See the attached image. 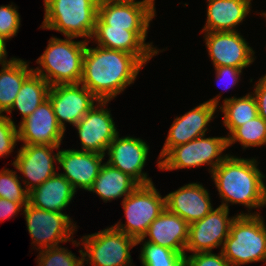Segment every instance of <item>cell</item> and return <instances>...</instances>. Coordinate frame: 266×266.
<instances>
[{"mask_svg": "<svg viewBox=\"0 0 266 266\" xmlns=\"http://www.w3.org/2000/svg\"><path fill=\"white\" fill-rule=\"evenodd\" d=\"M63 247H51L40 250L37 256L38 266H83V250L80 249V257H76L71 251Z\"/></svg>", "mask_w": 266, "mask_h": 266, "instance_id": "4dcf8cb0", "label": "cell"}, {"mask_svg": "<svg viewBox=\"0 0 266 266\" xmlns=\"http://www.w3.org/2000/svg\"><path fill=\"white\" fill-rule=\"evenodd\" d=\"M138 186L139 184L128 174L108 163H103L97 178L88 191L97 193L104 202H107L123 196L125 199Z\"/></svg>", "mask_w": 266, "mask_h": 266, "instance_id": "d4e9b609", "label": "cell"}, {"mask_svg": "<svg viewBox=\"0 0 266 266\" xmlns=\"http://www.w3.org/2000/svg\"><path fill=\"white\" fill-rule=\"evenodd\" d=\"M206 46L214 67L244 69L254 62V51L237 31L205 32Z\"/></svg>", "mask_w": 266, "mask_h": 266, "instance_id": "9a60e30c", "label": "cell"}, {"mask_svg": "<svg viewBox=\"0 0 266 266\" xmlns=\"http://www.w3.org/2000/svg\"><path fill=\"white\" fill-rule=\"evenodd\" d=\"M141 248L143 266H185L186 254L150 242H144Z\"/></svg>", "mask_w": 266, "mask_h": 266, "instance_id": "f546056e", "label": "cell"}, {"mask_svg": "<svg viewBox=\"0 0 266 266\" xmlns=\"http://www.w3.org/2000/svg\"><path fill=\"white\" fill-rule=\"evenodd\" d=\"M198 137L190 142L171 148L157 163L161 170H176L210 165L212 172L228 155L227 137Z\"/></svg>", "mask_w": 266, "mask_h": 266, "instance_id": "52a82bcc", "label": "cell"}, {"mask_svg": "<svg viewBox=\"0 0 266 266\" xmlns=\"http://www.w3.org/2000/svg\"><path fill=\"white\" fill-rule=\"evenodd\" d=\"M17 128L18 141H23V145L60 146L65 132L57 121L49 98L22 120Z\"/></svg>", "mask_w": 266, "mask_h": 266, "instance_id": "ac0fdd59", "label": "cell"}, {"mask_svg": "<svg viewBox=\"0 0 266 266\" xmlns=\"http://www.w3.org/2000/svg\"><path fill=\"white\" fill-rule=\"evenodd\" d=\"M96 0H44L45 16L40 28L65 37L92 39L98 16Z\"/></svg>", "mask_w": 266, "mask_h": 266, "instance_id": "5b68a950", "label": "cell"}, {"mask_svg": "<svg viewBox=\"0 0 266 266\" xmlns=\"http://www.w3.org/2000/svg\"><path fill=\"white\" fill-rule=\"evenodd\" d=\"M23 209L27 230L38 249L57 247L60 242L70 241L76 231V225L65 213L39 209L29 203Z\"/></svg>", "mask_w": 266, "mask_h": 266, "instance_id": "9c48e42d", "label": "cell"}, {"mask_svg": "<svg viewBox=\"0 0 266 266\" xmlns=\"http://www.w3.org/2000/svg\"><path fill=\"white\" fill-rule=\"evenodd\" d=\"M155 0H114L98 4V17L112 27L147 31L156 16Z\"/></svg>", "mask_w": 266, "mask_h": 266, "instance_id": "30bf717a", "label": "cell"}, {"mask_svg": "<svg viewBox=\"0 0 266 266\" xmlns=\"http://www.w3.org/2000/svg\"><path fill=\"white\" fill-rule=\"evenodd\" d=\"M49 83L34 72L23 82L15 101L8 111L19 110L22 120L31 115L33 111L48 98Z\"/></svg>", "mask_w": 266, "mask_h": 266, "instance_id": "4316f807", "label": "cell"}, {"mask_svg": "<svg viewBox=\"0 0 266 266\" xmlns=\"http://www.w3.org/2000/svg\"><path fill=\"white\" fill-rule=\"evenodd\" d=\"M24 205L19 202L10 201L0 197V221L16 215Z\"/></svg>", "mask_w": 266, "mask_h": 266, "instance_id": "74e56055", "label": "cell"}, {"mask_svg": "<svg viewBox=\"0 0 266 266\" xmlns=\"http://www.w3.org/2000/svg\"><path fill=\"white\" fill-rule=\"evenodd\" d=\"M106 152L109 156L106 163L128 174L139 185L152 183L151 178L142 172L149 152V146L142 139L130 136L119 138L117 135Z\"/></svg>", "mask_w": 266, "mask_h": 266, "instance_id": "d6986e66", "label": "cell"}, {"mask_svg": "<svg viewBox=\"0 0 266 266\" xmlns=\"http://www.w3.org/2000/svg\"><path fill=\"white\" fill-rule=\"evenodd\" d=\"M185 266H231L224 257L222 251L220 254L212 252L193 253L190 256L185 255Z\"/></svg>", "mask_w": 266, "mask_h": 266, "instance_id": "e575fe53", "label": "cell"}, {"mask_svg": "<svg viewBox=\"0 0 266 266\" xmlns=\"http://www.w3.org/2000/svg\"><path fill=\"white\" fill-rule=\"evenodd\" d=\"M220 251L231 266L258 261L266 264V225L260 213L236 215Z\"/></svg>", "mask_w": 266, "mask_h": 266, "instance_id": "277c9868", "label": "cell"}, {"mask_svg": "<svg viewBox=\"0 0 266 266\" xmlns=\"http://www.w3.org/2000/svg\"><path fill=\"white\" fill-rule=\"evenodd\" d=\"M104 156L75 149L59 150L57 163L65 171L60 174L70 182L75 190L81 188L88 191L99 174Z\"/></svg>", "mask_w": 266, "mask_h": 266, "instance_id": "ffe728a7", "label": "cell"}, {"mask_svg": "<svg viewBox=\"0 0 266 266\" xmlns=\"http://www.w3.org/2000/svg\"><path fill=\"white\" fill-rule=\"evenodd\" d=\"M228 147L235 142L246 147H256L266 144V121L260 116H256L252 120L237 127L227 137Z\"/></svg>", "mask_w": 266, "mask_h": 266, "instance_id": "f1b7e54d", "label": "cell"}, {"mask_svg": "<svg viewBox=\"0 0 266 266\" xmlns=\"http://www.w3.org/2000/svg\"><path fill=\"white\" fill-rule=\"evenodd\" d=\"M107 103L109 101H98L74 126L78 130L82 151L105 155L109 144L118 135L111 112L105 109Z\"/></svg>", "mask_w": 266, "mask_h": 266, "instance_id": "4fadbf2b", "label": "cell"}, {"mask_svg": "<svg viewBox=\"0 0 266 266\" xmlns=\"http://www.w3.org/2000/svg\"><path fill=\"white\" fill-rule=\"evenodd\" d=\"M48 98L64 131L66 122L75 126L93 108L94 101H100L81 83L50 86Z\"/></svg>", "mask_w": 266, "mask_h": 266, "instance_id": "8fae6325", "label": "cell"}, {"mask_svg": "<svg viewBox=\"0 0 266 266\" xmlns=\"http://www.w3.org/2000/svg\"><path fill=\"white\" fill-rule=\"evenodd\" d=\"M223 101L219 109L224 113L223 123L229 130V135L237 127L259 115L256 98L250 93L240 98H225Z\"/></svg>", "mask_w": 266, "mask_h": 266, "instance_id": "83f0119b", "label": "cell"}, {"mask_svg": "<svg viewBox=\"0 0 266 266\" xmlns=\"http://www.w3.org/2000/svg\"><path fill=\"white\" fill-rule=\"evenodd\" d=\"M5 41H6L5 38L0 37V64L2 66L10 63L14 59V57H13V58H11V60L9 59V61L6 60L7 51H6V43H5Z\"/></svg>", "mask_w": 266, "mask_h": 266, "instance_id": "f35d334b", "label": "cell"}, {"mask_svg": "<svg viewBox=\"0 0 266 266\" xmlns=\"http://www.w3.org/2000/svg\"><path fill=\"white\" fill-rule=\"evenodd\" d=\"M59 147L48 144L23 145L18 151L12 165L27 177V181H21L28 192L57 173L54 161H58L59 151L55 154L53 150H59Z\"/></svg>", "mask_w": 266, "mask_h": 266, "instance_id": "2e32d148", "label": "cell"}, {"mask_svg": "<svg viewBox=\"0 0 266 266\" xmlns=\"http://www.w3.org/2000/svg\"><path fill=\"white\" fill-rule=\"evenodd\" d=\"M75 192L70 182L56 173L29 192L28 203L39 209L61 212L72 201Z\"/></svg>", "mask_w": 266, "mask_h": 266, "instance_id": "cb8c5ba5", "label": "cell"}, {"mask_svg": "<svg viewBox=\"0 0 266 266\" xmlns=\"http://www.w3.org/2000/svg\"><path fill=\"white\" fill-rule=\"evenodd\" d=\"M126 223L113 225L119 231L134 238L136 241L146 234L149 225L166 208L165 197H162L153 182L139 185L122 201Z\"/></svg>", "mask_w": 266, "mask_h": 266, "instance_id": "8992f818", "label": "cell"}, {"mask_svg": "<svg viewBox=\"0 0 266 266\" xmlns=\"http://www.w3.org/2000/svg\"><path fill=\"white\" fill-rule=\"evenodd\" d=\"M211 174L218 194L224 200L219 206L229 209L230 202L249 209L266 206L265 176L254 158L228 155Z\"/></svg>", "mask_w": 266, "mask_h": 266, "instance_id": "7a4b0ae2", "label": "cell"}, {"mask_svg": "<svg viewBox=\"0 0 266 266\" xmlns=\"http://www.w3.org/2000/svg\"><path fill=\"white\" fill-rule=\"evenodd\" d=\"M147 32L112 27L97 16L92 38L96 39L98 46L133 54L145 65L159 53L156 47H152V42L146 44Z\"/></svg>", "mask_w": 266, "mask_h": 266, "instance_id": "e0dca14e", "label": "cell"}, {"mask_svg": "<svg viewBox=\"0 0 266 266\" xmlns=\"http://www.w3.org/2000/svg\"><path fill=\"white\" fill-rule=\"evenodd\" d=\"M150 242L176 252L186 254L185 249L189 239V224L180 216L169 212L166 208L149 225L143 238L137 240V245L144 242L145 238Z\"/></svg>", "mask_w": 266, "mask_h": 266, "instance_id": "7402d4cb", "label": "cell"}, {"mask_svg": "<svg viewBox=\"0 0 266 266\" xmlns=\"http://www.w3.org/2000/svg\"><path fill=\"white\" fill-rule=\"evenodd\" d=\"M27 62L14 58L0 71V115L12 107L23 82L33 73Z\"/></svg>", "mask_w": 266, "mask_h": 266, "instance_id": "484cf974", "label": "cell"}, {"mask_svg": "<svg viewBox=\"0 0 266 266\" xmlns=\"http://www.w3.org/2000/svg\"><path fill=\"white\" fill-rule=\"evenodd\" d=\"M229 209L219 206L201 220L189 224V239L185 251L212 252L224 245L236 216L229 218Z\"/></svg>", "mask_w": 266, "mask_h": 266, "instance_id": "7c38bea8", "label": "cell"}, {"mask_svg": "<svg viewBox=\"0 0 266 266\" xmlns=\"http://www.w3.org/2000/svg\"><path fill=\"white\" fill-rule=\"evenodd\" d=\"M220 94L212 98L173 121L167 139L160 152L158 161L173 147L190 142L198 137L205 136L207 125L213 119L218 106Z\"/></svg>", "mask_w": 266, "mask_h": 266, "instance_id": "5bb4252c", "label": "cell"}, {"mask_svg": "<svg viewBox=\"0 0 266 266\" xmlns=\"http://www.w3.org/2000/svg\"><path fill=\"white\" fill-rule=\"evenodd\" d=\"M215 71H216V73H215L216 79L217 80L219 79L218 81H222L223 78H225L226 80H229V81H227L229 86L224 85L227 88L235 86V84H237L238 80L240 79L238 77H240V75L242 73V69L235 68L232 66L215 67ZM225 79H223V80H225Z\"/></svg>", "mask_w": 266, "mask_h": 266, "instance_id": "d590c367", "label": "cell"}, {"mask_svg": "<svg viewBox=\"0 0 266 266\" xmlns=\"http://www.w3.org/2000/svg\"><path fill=\"white\" fill-rule=\"evenodd\" d=\"M16 6H0V37L9 40L17 35L20 27V15Z\"/></svg>", "mask_w": 266, "mask_h": 266, "instance_id": "836d02e7", "label": "cell"}, {"mask_svg": "<svg viewBox=\"0 0 266 266\" xmlns=\"http://www.w3.org/2000/svg\"><path fill=\"white\" fill-rule=\"evenodd\" d=\"M98 3L103 2V1H114V0H96Z\"/></svg>", "mask_w": 266, "mask_h": 266, "instance_id": "ab89813d", "label": "cell"}, {"mask_svg": "<svg viewBox=\"0 0 266 266\" xmlns=\"http://www.w3.org/2000/svg\"><path fill=\"white\" fill-rule=\"evenodd\" d=\"M259 115L266 121V74L261 77L254 89Z\"/></svg>", "mask_w": 266, "mask_h": 266, "instance_id": "8d00e7d4", "label": "cell"}, {"mask_svg": "<svg viewBox=\"0 0 266 266\" xmlns=\"http://www.w3.org/2000/svg\"><path fill=\"white\" fill-rule=\"evenodd\" d=\"M208 190L202 184L189 183L165 196L166 209L188 224L201 220L214 208Z\"/></svg>", "mask_w": 266, "mask_h": 266, "instance_id": "44dd1931", "label": "cell"}, {"mask_svg": "<svg viewBox=\"0 0 266 266\" xmlns=\"http://www.w3.org/2000/svg\"><path fill=\"white\" fill-rule=\"evenodd\" d=\"M18 142V128L6 115H0V157L7 156Z\"/></svg>", "mask_w": 266, "mask_h": 266, "instance_id": "d6a6232c", "label": "cell"}, {"mask_svg": "<svg viewBox=\"0 0 266 266\" xmlns=\"http://www.w3.org/2000/svg\"><path fill=\"white\" fill-rule=\"evenodd\" d=\"M75 37L49 39L44 53L37 59L33 72L42 76L50 86L80 83L83 73V58L87 43L90 41H74Z\"/></svg>", "mask_w": 266, "mask_h": 266, "instance_id": "3957f363", "label": "cell"}, {"mask_svg": "<svg viewBox=\"0 0 266 266\" xmlns=\"http://www.w3.org/2000/svg\"><path fill=\"white\" fill-rule=\"evenodd\" d=\"M16 173L6 168L0 171V197L22 203L25 207L28 204L29 192L21 186Z\"/></svg>", "mask_w": 266, "mask_h": 266, "instance_id": "1f68e13d", "label": "cell"}, {"mask_svg": "<svg viewBox=\"0 0 266 266\" xmlns=\"http://www.w3.org/2000/svg\"><path fill=\"white\" fill-rule=\"evenodd\" d=\"M251 0H208L207 21L202 32L237 31L250 12Z\"/></svg>", "mask_w": 266, "mask_h": 266, "instance_id": "603a6c76", "label": "cell"}, {"mask_svg": "<svg viewBox=\"0 0 266 266\" xmlns=\"http://www.w3.org/2000/svg\"><path fill=\"white\" fill-rule=\"evenodd\" d=\"M143 66L133 54L100 46H87L80 83L100 101H111L134 83Z\"/></svg>", "mask_w": 266, "mask_h": 266, "instance_id": "6da1fadb", "label": "cell"}, {"mask_svg": "<svg viewBox=\"0 0 266 266\" xmlns=\"http://www.w3.org/2000/svg\"><path fill=\"white\" fill-rule=\"evenodd\" d=\"M81 240L85 250L82 252L83 262L87 261L86 264L89 262L91 266H131L130 249L137 245V241L113 226L83 236Z\"/></svg>", "mask_w": 266, "mask_h": 266, "instance_id": "ba28073f", "label": "cell"}]
</instances>
